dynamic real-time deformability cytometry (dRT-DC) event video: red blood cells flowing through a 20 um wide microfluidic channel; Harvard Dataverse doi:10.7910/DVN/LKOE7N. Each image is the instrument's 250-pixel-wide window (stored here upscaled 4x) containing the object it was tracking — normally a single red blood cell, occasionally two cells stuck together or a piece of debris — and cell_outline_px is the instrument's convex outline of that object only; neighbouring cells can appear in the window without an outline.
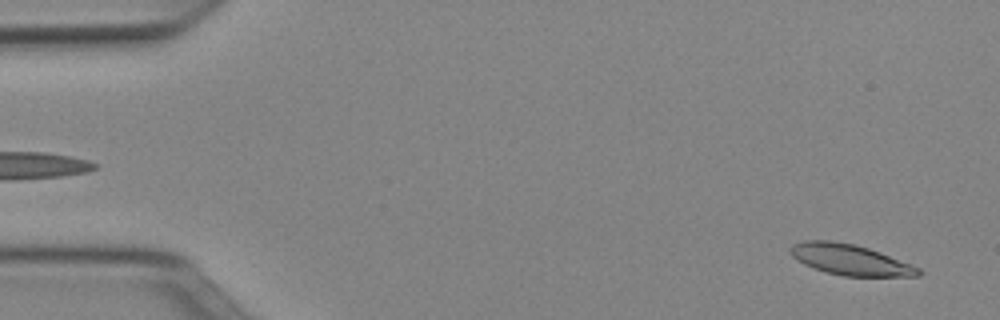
{"species": "Egyptian fruit bat (a non-hibernating species)", "species_latin": "Rousettus aegyptiacus", "temperature_condition": "cold", "stored_images_in_passage": 50, "camera_frame_rate_fps": 3000, "um_per_image_px": 0.085, "animal": {"sex": "female"}, "frame": {"image": 1, "passage_image": 2, "time_ms": 0.333, "image_size_px": [1000, 320], "cell_outline_px": [[924, 272], [920, 276], [844, 276], [824, 272], [812, 268], [804, 264], [792, 256], [788, 252], [788, 248], [792, 244], [804, 240], [832, 240], [856, 244], [880, 252], [920, 268]], "centroid_in_image_um": [72.22, 22.07], "position_along_channel_um": 12.8, "area_um2": 23.18}}
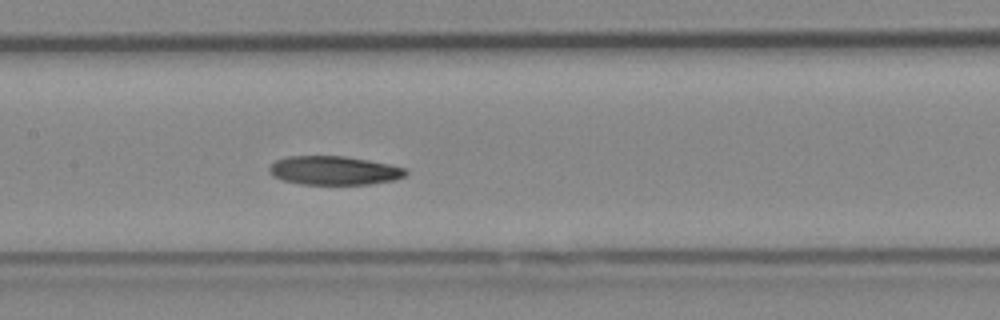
{"frame": {"image": 2, "passage_image": 24, "time_ms": 7.667, "image_size_px": [1000, 320], "cell_outline_px": [[408, 172], [404, 176], [396, 180], [368, 184], [300, 184], [284, 180], [272, 176], [268, 172], [268, 168], [276, 160], [288, 156], [344, 156], [368, 160], [408, 168]], "centroid_in_image_um": [28.4, 14.49], "position_along_channel_um": 179.0, "area_um2": 22.95}}
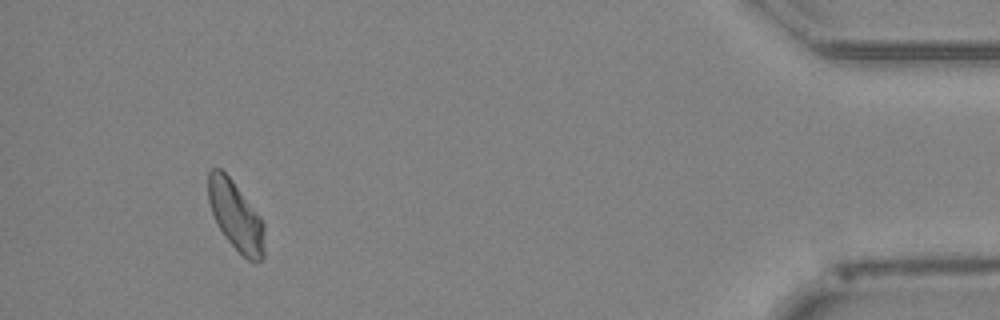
{"frame": {"image": 3, "passage_image": 47, "time_ms": 15.333, "image_size_px": [1000, 320], "cell_outline_px": [[264, 256], [260, 260], [248, 260], [224, 236], [212, 212], [208, 200], [208, 172], [212, 168], [220, 168], [232, 180], [260, 216], [264, 224]], "centroid_in_image_um": [20.04, 18.32], "position_along_channel_um": 415.2, "area_um2": 22.25}, "authors_computed_cell_mechanics": {"area_um2": 23.1489, "velocity_mm_per_s": 3.9419, "shape_relaxation_time_tau1_ms": null, "shape_relaxation_time_tau2_ms": 8.502, "deformation_change_tau1": null, "deformation_change_tau2": 0.1667}}